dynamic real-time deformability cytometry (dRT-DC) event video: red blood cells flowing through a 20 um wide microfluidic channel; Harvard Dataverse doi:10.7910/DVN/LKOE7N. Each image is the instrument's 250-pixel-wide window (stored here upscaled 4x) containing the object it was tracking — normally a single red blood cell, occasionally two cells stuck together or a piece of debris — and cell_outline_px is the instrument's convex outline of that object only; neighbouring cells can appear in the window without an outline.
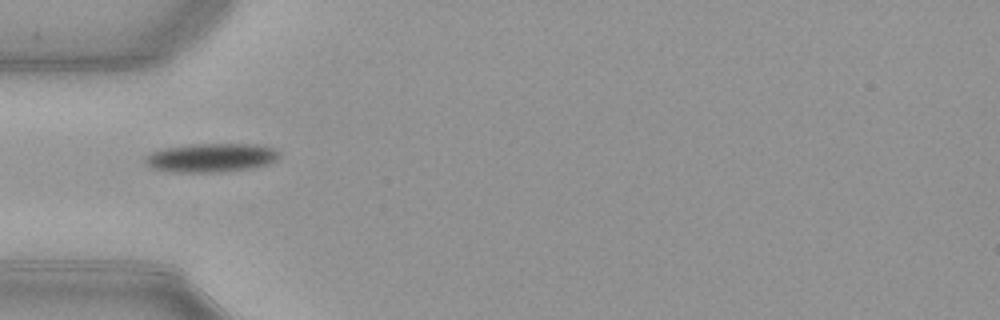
{"species": "common noctule bat (a hibernating species)", "species_latin": "Nyctalus noctula", "temperature_condition": "warm", "stored_images_in_passage": 15, "camera_frame_rate_fps": 3000, "um_per_image_px": 0.085, "animal": {"sex": "female", "body_mass_g": 21.9}, "frame": {"image": 1, "passage_image": 1, "time_ms": 0.0, "image_size_px": [1000, 320], "cell_outline_px": [[280, 156], [276, 160], [268, 164], [252, 168], [220, 172], [172, 172], [152, 168], [144, 160], [152, 152], [168, 148], [192, 144], [256, 144], [272, 148], [280, 152]], "centroid_in_image_um": [18.0, 13.41], "position_along_channel_um": 67.0, "area_um2": 22.31}}